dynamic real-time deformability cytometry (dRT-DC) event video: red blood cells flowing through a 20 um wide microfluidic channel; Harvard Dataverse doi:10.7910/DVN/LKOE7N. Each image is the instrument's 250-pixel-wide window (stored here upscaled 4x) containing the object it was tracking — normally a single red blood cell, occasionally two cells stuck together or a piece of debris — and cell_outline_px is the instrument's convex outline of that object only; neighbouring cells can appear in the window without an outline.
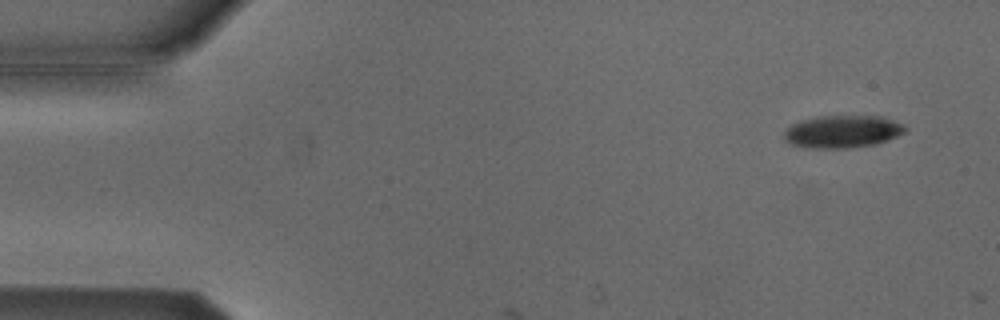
{"species": "Egyptian fruit bat (a non-hibernating species)", "species_latin": "Rousettus aegyptiacus", "temperature_condition": "cold", "stored_images_in_passage": 2, "camera_frame_rate_fps": 3000, "um_per_image_px": 0.085, "animal": {"sex": "male"}, "frame": {"image": 1, "passage_image": 1, "time_ms": 0.0, "image_size_px": [1000, 320], "cell_outline_px": [[908, 128], [904, 132], [896, 136], [872, 144], [844, 148], [816, 148], [792, 144], [784, 140], [784, 132], [792, 124], [800, 120], [816, 116], [884, 116], [904, 124]], "centroid_in_image_um": [71.61, 11.16], "position_along_channel_um": 13.4, "area_um2": 22.72}}